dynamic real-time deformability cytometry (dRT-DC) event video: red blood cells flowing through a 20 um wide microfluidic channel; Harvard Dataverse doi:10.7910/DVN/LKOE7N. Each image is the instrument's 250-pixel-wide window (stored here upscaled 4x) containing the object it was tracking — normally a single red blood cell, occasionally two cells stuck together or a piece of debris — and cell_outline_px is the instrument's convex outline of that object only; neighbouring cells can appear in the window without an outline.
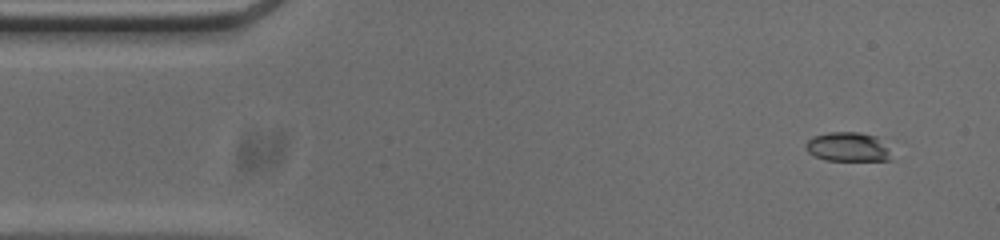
{"species": "common noctule bat (a hibernating species)", "species_latin": "Nyctalus noctula", "temperature_condition": "cold", "stored_images_in_passage": 50, "camera_frame_rate_fps": 3000, "um_per_image_px": 0.085, "animal": {"sex": "male", "body_mass_g": 20.0, "forearm_length_mm": 53.3}, "frame": {"image": 1, "passage_image": 1, "time_ms": 0.0, "image_size_px": [1000, 240], "cell_outline_px": [[892, 160], [824, 160], [808, 152], [804, 148], [804, 144], [812, 136], [828, 132], [860, 132], [876, 136]], "centroid_in_image_um": [71.95, 12.47], "position_along_channel_um": 13.0, "area_um2": 14.28}}
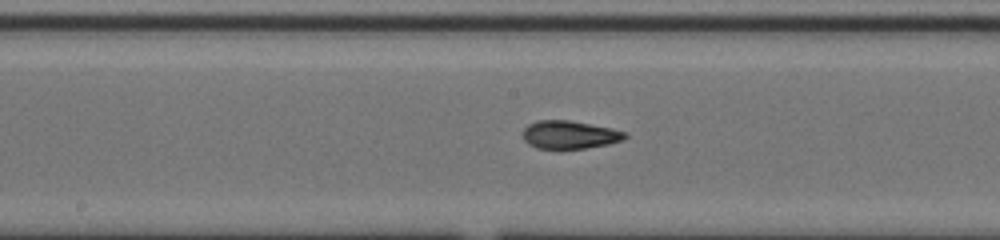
{"frame": {"image": 2, "passage_image": 23, "time_ms": 7.333, "image_size_px": [1000, 240], "cell_outline_px": [[628, 136], [624, 140], [608, 144], [560, 152], [536, 148], [528, 144], [524, 140], [524, 128], [528, 124], [536, 120], [568, 120], [612, 128], [628, 132]], "centroid_in_image_um": [48.41, 11.49], "position_along_channel_um": 199.8, "area_um2": 17.4}}
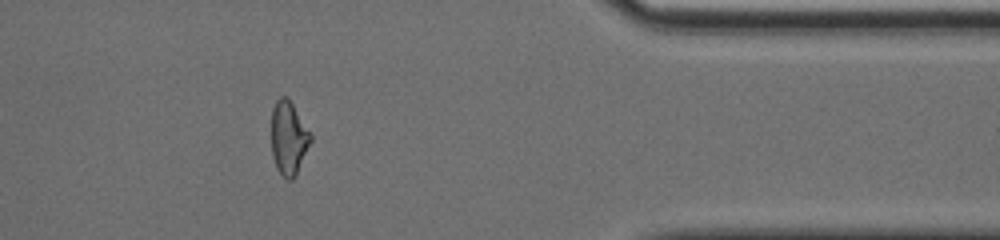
{"frame": {"image": 3, "passage_image": 40, "time_ms": 13.0, "image_size_px": [1000, 240], "cell_outline_px": [[312, 140], [296, 176], [292, 180], [288, 180], [276, 168], [272, 156], [272, 108], [276, 100], [280, 96], [284, 96], [292, 104], [312, 136]], "centroid_in_image_um": [24.53, 11.76], "position_along_channel_um": 386.9, "area_um2": 16.65}, "authors_computed_cell_mechanics": {"area_um2": 16.762, "velocity_mm_per_s": 3.7992, "shape_relaxation_time_tau1_ms": null, "shape_relaxation_time_tau2_ms": 2.3621, "deformation_change_tau1": null, "deformation_change_tau2": 0.0708}}